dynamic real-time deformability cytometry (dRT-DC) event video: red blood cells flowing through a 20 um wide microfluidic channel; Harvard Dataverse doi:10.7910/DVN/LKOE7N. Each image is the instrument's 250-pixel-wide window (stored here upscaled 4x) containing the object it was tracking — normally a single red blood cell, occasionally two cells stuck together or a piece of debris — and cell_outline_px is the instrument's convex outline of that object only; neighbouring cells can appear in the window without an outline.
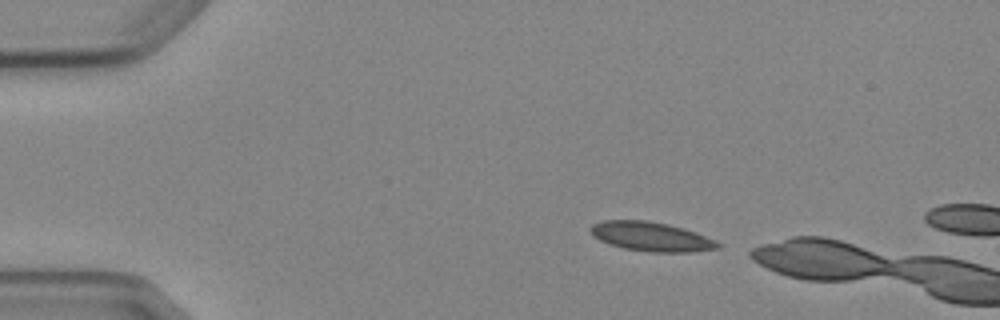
{"species": "Egyptian fruit bat (a non-hibernating species)", "species_latin": "Rousettus aegyptiacus", "temperature_condition": "cold", "stored_images_in_passage": 2, "camera_frame_rate_fps": 3000, "um_per_image_px": 0.085, "animal": {"sex": "female"}, "frame": {"image": 1, "passage_image": 1, "time_ms": 0.0, "image_size_px": [1000, 320], "cell_outline_px": [[720, 248], [692, 252], [652, 252], [624, 248], [600, 240], [588, 228], [592, 224], [600, 220], [648, 220], [668, 224], [684, 228], [696, 232], [716, 240], [720, 244]], "centroid_in_image_um": [55.38, 20.1], "position_along_channel_um": 29.6, "area_um2": 21.68}}